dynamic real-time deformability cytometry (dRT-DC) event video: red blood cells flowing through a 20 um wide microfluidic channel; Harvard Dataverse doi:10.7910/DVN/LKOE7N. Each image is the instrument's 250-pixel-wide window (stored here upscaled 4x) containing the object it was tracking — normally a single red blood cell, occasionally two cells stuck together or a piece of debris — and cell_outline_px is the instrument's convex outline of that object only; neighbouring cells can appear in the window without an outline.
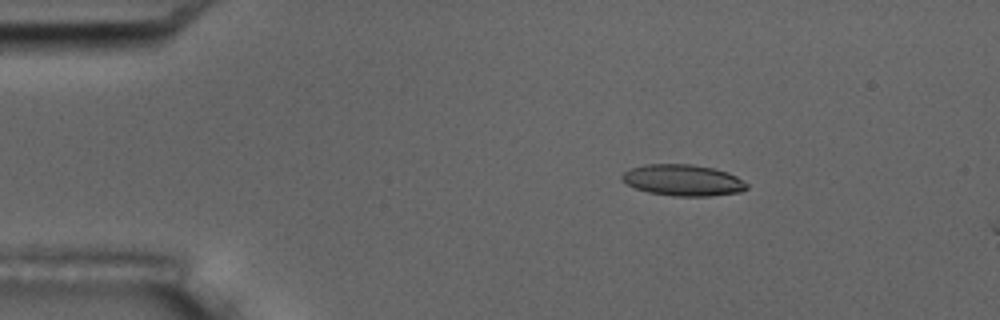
{"species": "common noctule bat (a hibernating species)", "species_latin": "Nyctalus noctula", "temperature_condition": "room temperature", "stored_images_in_passage": 4, "camera_frame_rate_fps": 3000, "um_per_image_px": 0.085, "animal": {"sex": "male", "body_mass_g": 17.5, "forearm_length_mm": 52.3}, "frame": {"image": 1, "passage_image": 2, "time_ms": 1.0, "image_size_px": [1000, 320], "cell_outline_px": [[748, 188], [740, 192], [712, 196], [672, 196], [648, 192], [636, 188], [628, 184], [620, 176], [624, 172], [632, 168], [644, 164], [692, 164], [712, 168], [728, 172], [736, 176], [748, 184]], "centroid_in_image_um": [58.08, 15.32], "position_along_channel_um": 26.9, "area_um2": 22.72}}